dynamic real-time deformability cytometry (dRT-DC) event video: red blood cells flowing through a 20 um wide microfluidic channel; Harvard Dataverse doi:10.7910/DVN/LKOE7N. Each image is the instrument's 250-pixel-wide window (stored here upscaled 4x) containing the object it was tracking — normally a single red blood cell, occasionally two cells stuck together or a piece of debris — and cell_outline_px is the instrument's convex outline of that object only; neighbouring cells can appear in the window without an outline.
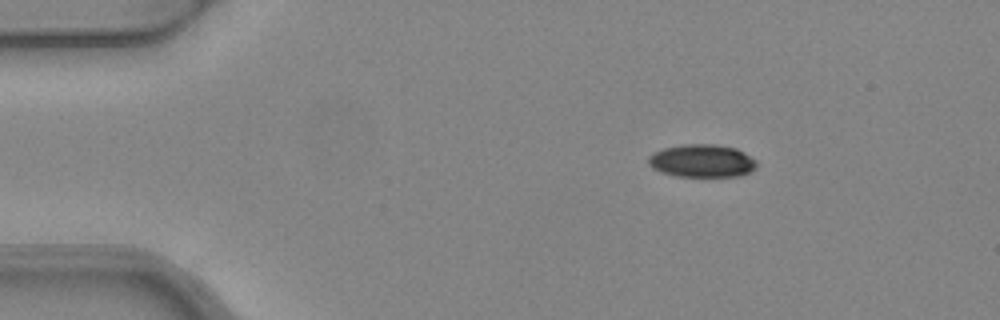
{"species": "common noctule bat (a hibernating species)", "species_latin": "Nyctalus noctula", "temperature_condition": "warm", "stored_images_in_passage": 4, "camera_frame_rate_fps": 3000, "um_per_image_px": 0.085, "animal": {"sex": "female", "body_mass_g": 24.6, "forearm_length_mm": 56.2}, "frame": {"image": 1, "passage_image": 2, "time_ms": 0.333, "image_size_px": [1000, 320], "cell_outline_px": [[756, 168], [752, 172], [744, 176], [676, 176], [660, 172], [652, 168], [648, 164], [648, 156], [652, 152], [664, 148], [684, 144], [716, 144], [736, 148], [744, 152], [756, 160]], "centroid_in_image_um": [59.67, 13.67], "position_along_channel_um": 25.3, "area_um2": 21.04}}